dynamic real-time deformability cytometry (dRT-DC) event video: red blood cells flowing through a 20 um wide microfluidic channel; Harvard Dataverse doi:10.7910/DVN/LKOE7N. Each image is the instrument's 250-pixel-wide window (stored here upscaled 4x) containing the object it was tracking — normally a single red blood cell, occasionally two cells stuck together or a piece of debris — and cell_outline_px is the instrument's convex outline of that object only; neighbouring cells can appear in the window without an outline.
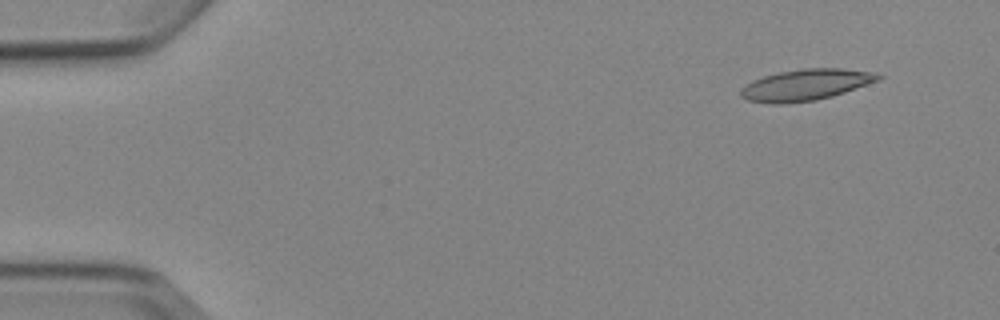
{"species": "Egyptian fruit bat (a non-hibernating species)", "species_latin": "Rousettus aegyptiacus", "temperature_condition": "cold", "stored_images_in_passage": 5, "camera_frame_rate_fps": 3000, "um_per_image_px": 0.085, "animal": {"sex": "female"}, "frame": {"image": 1, "passage_image": 1, "time_ms": 0.0, "image_size_px": [1000, 320], "cell_outline_px": [[884, 76], [880, 80], [832, 96], [816, 100], [784, 104], [772, 104], [748, 100], [740, 96], [740, 88], [752, 80], [764, 76], [780, 72], [804, 68], [844, 68], [876, 72]], "centroid_in_image_um": [68.5, 7.21], "position_along_channel_um": 16.5, "area_um2": 25.2}}
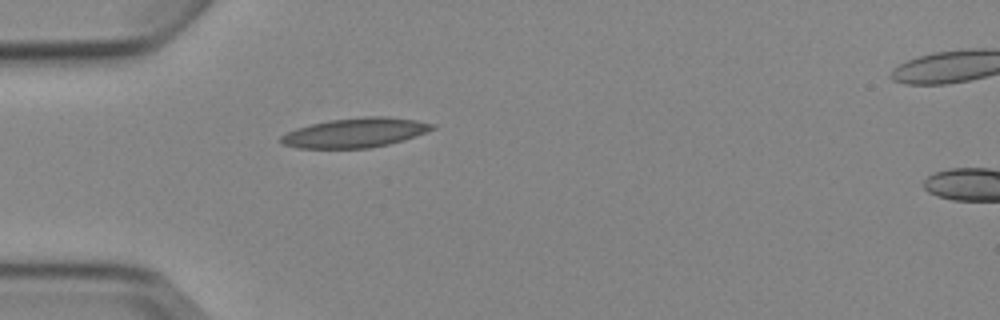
{"frame": {"image": 2, "passage_image": 4, "time_ms": 3.667, "image_size_px": [1000, 320], "cell_outline_px": [[436, 128], [416, 136], [404, 140], [388, 144], [368, 148], [296, 148], [284, 144], [280, 140], [280, 136], [296, 128], [328, 120], [364, 116], [388, 116], [416, 120], [436, 124]], "centroid_in_image_um": [30.23, 11.27], "position_along_channel_um": 54.8, "area_um2": 26.07}}